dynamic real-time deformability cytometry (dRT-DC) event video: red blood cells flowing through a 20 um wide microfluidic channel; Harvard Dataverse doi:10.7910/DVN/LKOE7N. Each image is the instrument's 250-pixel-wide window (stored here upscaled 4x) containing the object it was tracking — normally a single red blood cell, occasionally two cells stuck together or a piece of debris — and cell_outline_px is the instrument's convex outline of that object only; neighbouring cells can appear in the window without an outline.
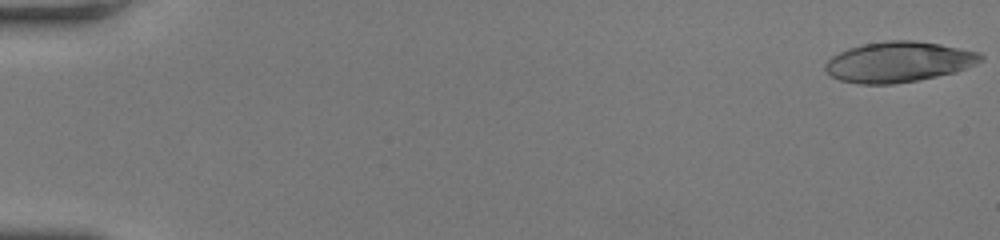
{"species": "human", "species_latin": "Homo sapiens", "temperature_condition": "room temperature", "stored_images_in_passage": 55, "camera_frame_rate_fps": 3000, "um_per_image_px": 0.085, "donor": {"sex": "female"}, "frame": {"image": 1, "passage_image": 1, "time_ms": 0.0, "image_size_px": [1000, 240], "cell_outline_px": [[984, 60], [976, 64], [956, 72], [920, 80], [892, 84], [860, 84], [840, 80], [832, 76], [824, 68], [824, 64], [832, 56], [848, 48], [864, 44], [888, 40], [912, 40], [940, 44], [980, 52], [984, 56]], "centroid_in_image_um": [76.41, 5.26], "position_along_channel_um": 8.6, "area_um2": 36.76}}
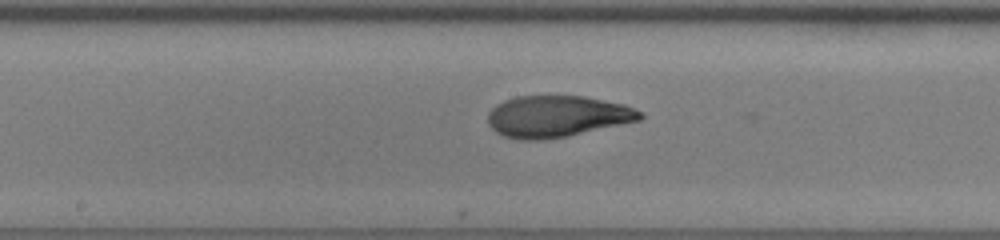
{"frame": {"image": 2, "passage_image": 30, "time_ms": 9.667, "image_size_px": [1000, 240], "cell_outline_px": [[644, 116], [640, 120], [568, 136], [540, 140], [520, 140], [504, 136], [496, 132], [488, 124], [488, 112], [496, 104], [504, 100], [516, 96], [584, 96], [624, 104], [644, 112]], "centroid_in_image_um": [47.35, 9.89], "position_along_channel_um": 200.9, "area_um2": 36.93}}
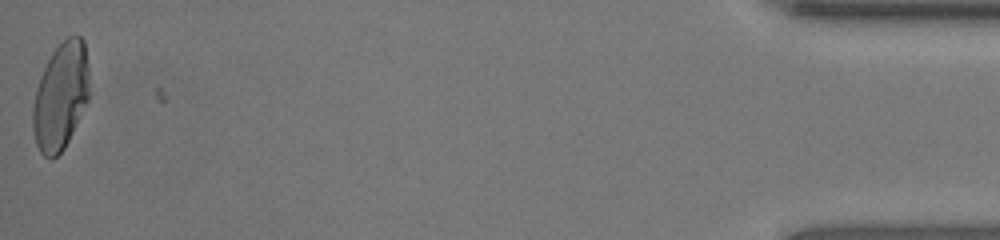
{"frame": {"image": 3, "passage_image": 55, "time_ms": 18.0, "image_size_px": [1000, 240], "cell_outline_px": [[88, 100], [64, 148], [52, 160], [48, 160], [40, 152], [36, 144], [32, 128], [32, 108], [36, 88], [40, 76], [52, 52], [68, 36], [80, 36], [84, 40], [88, 64]], "centroid_in_image_um": [5.14, 8.2], "position_along_channel_um": 430.1, "area_um2": 35.14}, "authors_computed_cell_mechanics": {"area_um2": 36.4718, "velocity_mm_per_s": 3.8047, "shape_relaxation_time_tau1_ms": 6.9084, "shape_relaxation_time_tau2_ms": 1.3126, "deformation_change_tau1": 0.2753, "deformation_change_tau2": 0.0714}}